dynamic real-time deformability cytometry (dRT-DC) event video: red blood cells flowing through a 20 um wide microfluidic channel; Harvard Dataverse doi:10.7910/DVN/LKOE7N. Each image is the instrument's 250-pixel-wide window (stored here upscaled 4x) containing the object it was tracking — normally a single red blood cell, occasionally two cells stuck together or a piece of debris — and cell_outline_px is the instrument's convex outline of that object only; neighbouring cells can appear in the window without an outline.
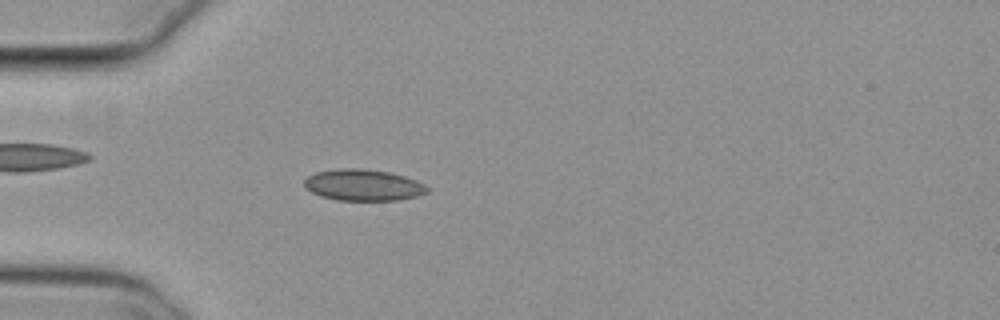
{"species": "common noctule bat (a hibernating species)", "species_latin": "Nyctalus noctula", "temperature_condition": "cold", "stored_images_in_passage": 55, "camera_frame_rate_fps": 3000, "um_per_image_px": 0.085, "animal": {"sex": "female", "body_mass_g": 29.2, "forearm_length_mm": 56.3}, "frame": {"image": 1, "passage_image": 17, "time_ms": 5.333, "image_size_px": [1000, 320], "cell_outline_px": [[432, 188], [428, 192], [416, 196], [400, 200], [336, 200], [320, 196], [304, 188], [304, 180], [308, 176], [316, 172], [336, 168], [356, 168], [388, 172], [404, 176], [416, 180]], "centroid_in_image_um": [30.87, 15.73], "position_along_channel_um": 54.1, "area_um2": 22.6}}
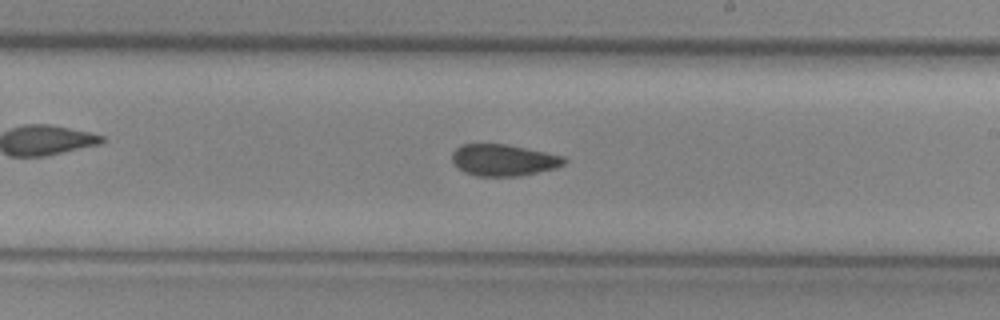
{"frame": {"image": 2, "passage_image": 33, "time_ms": 10.667, "image_size_px": [1000, 320], "cell_outline_px": [[568, 160], [564, 164], [556, 168], [520, 176], [476, 176], [464, 172], [452, 160], [452, 152], [460, 144], [508, 144], [564, 156]], "centroid_in_image_um": [42.82, 13.6], "position_along_channel_um": 246.2, "area_um2": 20.69}}
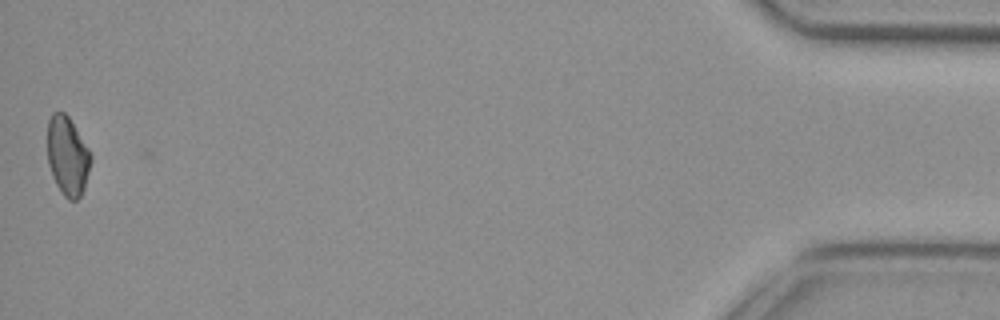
{"frame": {"image": 3, "passage_image": 55, "time_ms": 18.0, "image_size_px": [1000, 320], "cell_outline_px": [[92, 160], [84, 188], [80, 196], [76, 200], [68, 200], [64, 196], [56, 184], [52, 176], [48, 164], [48, 120], [52, 112], [64, 112], [68, 116], [88, 148], [92, 156]], "centroid_in_image_um": [5.74, 13.27], "position_along_channel_um": 429.5, "area_um2": 19.88}, "authors_computed_cell_mechanics": {"area_um2": 21.386, "velocity_mm_per_s": 3.7916, "shape_relaxation_time_tau1_ms": 9.5703, "shape_relaxation_time_tau2_ms": 2.7087, "deformation_change_tau1": 0.1272, "deformation_change_tau2": 0.0722}}